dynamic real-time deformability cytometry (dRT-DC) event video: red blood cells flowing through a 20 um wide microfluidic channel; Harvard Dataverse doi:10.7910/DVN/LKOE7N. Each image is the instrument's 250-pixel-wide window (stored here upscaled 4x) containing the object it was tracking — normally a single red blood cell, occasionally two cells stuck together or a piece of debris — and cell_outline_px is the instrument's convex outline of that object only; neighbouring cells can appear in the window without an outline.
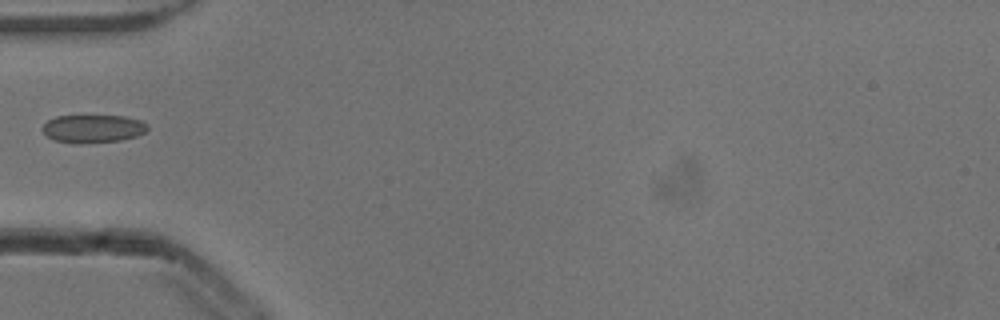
{"species": "common noctule bat (a hibernating species)", "species_latin": "Nyctalus noctula", "temperature_condition": "cold", "stored_images_in_passage": 36, "camera_frame_rate_fps": 3000, "um_per_image_px": 0.085, "animal": {"sex": "male", "body_mass_g": 13.3}, "frame": {"image": 1, "passage_image": 1, "time_ms": 0.0, "image_size_px": [1000, 320], "cell_outline_px": [[148, 128], [144, 132], [136, 136], [120, 140], [80, 144], [56, 140], [48, 136], [40, 128], [48, 120], [56, 116], [124, 116], [140, 120], [148, 124]], "centroid_in_image_um": [7.9, 10.93], "position_along_channel_um": 77.1, "area_um2": 17.05}}
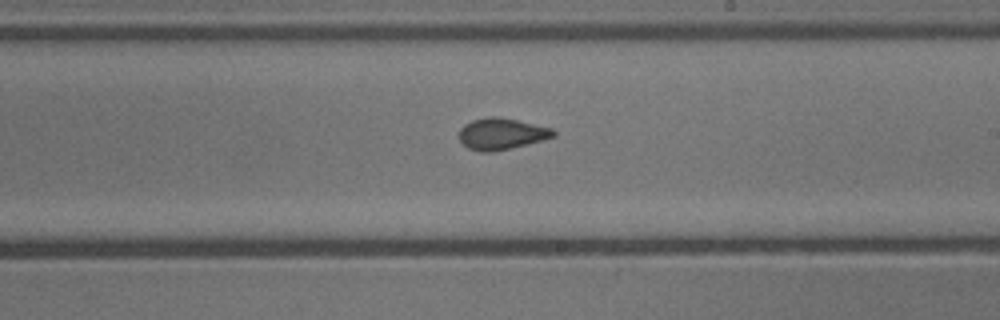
{"frame": {"image": 2, "passage_image": 14, "time_ms": 4.333, "image_size_px": [1000, 320], "cell_outline_px": [[556, 136], [492, 152], [480, 152], [468, 148], [460, 140], [460, 128], [464, 124], [472, 120], [488, 116], [500, 116], [552, 128], [556, 132]], "centroid_in_image_um": [42.6, 11.35], "position_along_channel_um": 246.4, "area_um2": 17.11}}
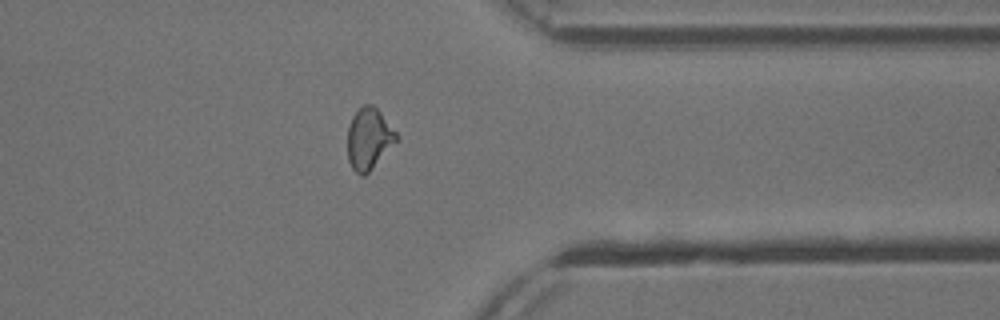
{"frame": {"image": 3, "passage_image": 25, "time_ms": 8.0, "image_size_px": [1000, 320], "cell_outline_px": [[400, 136], [372, 168], [364, 176], [360, 176], [352, 168], [348, 160], [348, 124], [352, 116], [364, 104], [372, 104], [380, 112]], "centroid_in_image_um": [31.34, 11.78], "position_along_channel_um": 380.1, "area_um2": 17.28}}